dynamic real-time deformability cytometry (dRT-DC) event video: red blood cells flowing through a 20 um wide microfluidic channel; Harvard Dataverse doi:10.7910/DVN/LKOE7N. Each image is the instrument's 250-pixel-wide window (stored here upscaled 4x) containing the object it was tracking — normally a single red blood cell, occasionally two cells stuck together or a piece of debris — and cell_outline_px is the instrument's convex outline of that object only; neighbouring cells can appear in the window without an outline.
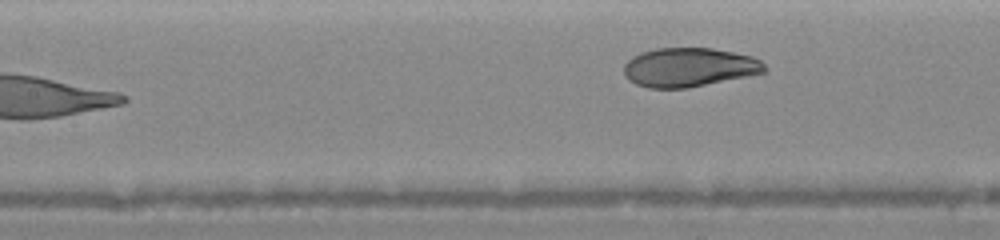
{"species": "human", "species_latin": "Homo sapiens", "temperature_condition": "warm", "stored_images_in_passage": 11, "segment_of_instrument_passage": [2, 2], "camera_frame_rate_fps": 3000, "um_per_image_px": 0.085, "donor": {"sex": "female"}, "frame": {"image": 1, "passage_image": 11, "time_ms": 8.0, "image_size_px": [1000, 240], "cell_outline_px": [[768, 68], [764, 72], [688, 88], [648, 88], [636, 84], [628, 80], [624, 72], [624, 64], [632, 56], [640, 52], [656, 48], [712, 48], [752, 56], [760, 60]], "centroid_in_image_um": [58.53, 5.71], "position_along_channel_um": 148.9, "area_um2": 31.91}}